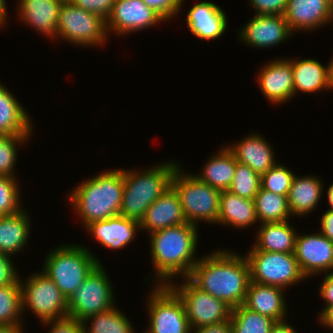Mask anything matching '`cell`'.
<instances>
[{"instance_id":"44dd1931","label":"cell","mask_w":333,"mask_h":333,"mask_svg":"<svg viewBox=\"0 0 333 333\" xmlns=\"http://www.w3.org/2000/svg\"><path fill=\"white\" fill-rule=\"evenodd\" d=\"M259 133H250L243 140L227 145L233 153L237 162L249 166L260 176L267 173L278 161L275 159V152L268 142Z\"/></svg>"},{"instance_id":"6da1fadb","label":"cell","mask_w":333,"mask_h":333,"mask_svg":"<svg viewBox=\"0 0 333 333\" xmlns=\"http://www.w3.org/2000/svg\"><path fill=\"white\" fill-rule=\"evenodd\" d=\"M238 253L215 249L207 256H200L187 278L231 309L243 305L250 282V267L245 254Z\"/></svg>"},{"instance_id":"60d3db41","label":"cell","mask_w":333,"mask_h":333,"mask_svg":"<svg viewBox=\"0 0 333 333\" xmlns=\"http://www.w3.org/2000/svg\"><path fill=\"white\" fill-rule=\"evenodd\" d=\"M116 0H73L72 3L85 11L100 16L105 21L110 16Z\"/></svg>"},{"instance_id":"d590c367","label":"cell","mask_w":333,"mask_h":333,"mask_svg":"<svg viewBox=\"0 0 333 333\" xmlns=\"http://www.w3.org/2000/svg\"><path fill=\"white\" fill-rule=\"evenodd\" d=\"M260 187L261 176L249 166L236 161L234 179L228 190L239 197L254 200Z\"/></svg>"},{"instance_id":"7dc6e473","label":"cell","mask_w":333,"mask_h":333,"mask_svg":"<svg viewBox=\"0 0 333 333\" xmlns=\"http://www.w3.org/2000/svg\"><path fill=\"white\" fill-rule=\"evenodd\" d=\"M318 316V322L323 327L328 328V330L333 331V305L327 306L326 308H323L321 311H319Z\"/></svg>"},{"instance_id":"2e32d148","label":"cell","mask_w":333,"mask_h":333,"mask_svg":"<svg viewBox=\"0 0 333 333\" xmlns=\"http://www.w3.org/2000/svg\"><path fill=\"white\" fill-rule=\"evenodd\" d=\"M258 71L257 82L270 104L281 105L294 98V77L290 57L278 58L264 64Z\"/></svg>"},{"instance_id":"b9f144b4","label":"cell","mask_w":333,"mask_h":333,"mask_svg":"<svg viewBox=\"0 0 333 333\" xmlns=\"http://www.w3.org/2000/svg\"><path fill=\"white\" fill-rule=\"evenodd\" d=\"M256 15H283L288 0H248Z\"/></svg>"},{"instance_id":"f5cc1de1","label":"cell","mask_w":333,"mask_h":333,"mask_svg":"<svg viewBox=\"0 0 333 333\" xmlns=\"http://www.w3.org/2000/svg\"><path fill=\"white\" fill-rule=\"evenodd\" d=\"M327 201H328V203L327 204H329V207H328V209L329 210H333V183L327 188Z\"/></svg>"},{"instance_id":"3957f363","label":"cell","mask_w":333,"mask_h":333,"mask_svg":"<svg viewBox=\"0 0 333 333\" xmlns=\"http://www.w3.org/2000/svg\"><path fill=\"white\" fill-rule=\"evenodd\" d=\"M124 191L123 169L103 171L86 178L68 192L70 206L74 207L85 227L93 221L120 215Z\"/></svg>"},{"instance_id":"8d00e7d4","label":"cell","mask_w":333,"mask_h":333,"mask_svg":"<svg viewBox=\"0 0 333 333\" xmlns=\"http://www.w3.org/2000/svg\"><path fill=\"white\" fill-rule=\"evenodd\" d=\"M17 177L0 176V216L22 211L21 191Z\"/></svg>"},{"instance_id":"52a82bcc","label":"cell","mask_w":333,"mask_h":333,"mask_svg":"<svg viewBox=\"0 0 333 333\" xmlns=\"http://www.w3.org/2000/svg\"><path fill=\"white\" fill-rule=\"evenodd\" d=\"M22 314L28 309L40 323L68 316L66 297L42 271L31 273L25 281L21 280Z\"/></svg>"},{"instance_id":"4fadbf2b","label":"cell","mask_w":333,"mask_h":333,"mask_svg":"<svg viewBox=\"0 0 333 333\" xmlns=\"http://www.w3.org/2000/svg\"><path fill=\"white\" fill-rule=\"evenodd\" d=\"M294 255L307 279L333 272V242L319 231L297 233Z\"/></svg>"},{"instance_id":"4dcf8cb0","label":"cell","mask_w":333,"mask_h":333,"mask_svg":"<svg viewBox=\"0 0 333 333\" xmlns=\"http://www.w3.org/2000/svg\"><path fill=\"white\" fill-rule=\"evenodd\" d=\"M254 202L258 224L284 222L291 218L287 196L260 187Z\"/></svg>"},{"instance_id":"d6a6232c","label":"cell","mask_w":333,"mask_h":333,"mask_svg":"<svg viewBox=\"0 0 333 333\" xmlns=\"http://www.w3.org/2000/svg\"><path fill=\"white\" fill-rule=\"evenodd\" d=\"M232 333H270L276 323L270 317L261 315L244 305L231 309Z\"/></svg>"},{"instance_id":"ee69618b","label":"cell","mask_w":333,"mask_h":333,"mask_svg":"<svg viewBox=\"0 0 333 333\" xmlns=\"http://www.w3.org/2000/svg\"><path fill=\"white\" fill-rule=\"evenodd\" d=\"M320 299L324 300L326 308L333 305V272L324 274V278L318 289Z\"/></svg>"},{"instance_id":"30bf717a","label":"cell","mask_w":333,"mask_h":333,"mask_svg":"<svg viewBox=\"0 0 333 333\" xmlns=\"http://www.w3.org/2000/svg\"><path fill=\"white\" fill-rule=\"evenodd\" d=\"M103 264H98L67 299L68 316L84 321L115 307L114 287Z\"/></svg>"},{"instance_id":"4316f807","label":"cell","mask_w":333,"mask_h":333,"mask_svg":"<svg viewBox=\"0 0 333 333\" xmlns=\"http://www.w3.org/2000/svg\"><path fill=\"white\" fill-rule=\"evenodd\" d=\"M255 233V241L251 245L258 251L275 253H294L297 231L289 220L284 222L262 223Z\"/></svg>"},{"instance_id":"8fae6325","label":"cell","mask_w":333,"mask_h":333,"mask_svg":"<svg viewBox=\"0 0 333 333\" xmlns=\"http://www.w3.org/2000/svg\"><path fill=\"white\" fill-rule=\"evenodd\" d=\"M147 297L146 333H191L185 306L169 285H155Z\"/></svg>"},{"instance_id":"cb8c5ba5","label":"cell","mask_w":333,"mask_h":333,"mask_svg":"<svg viewBox=\"0 0 333 333\" xmlns=\"http://www.w3.org/2000/svg\"><path fill=\"white\" fill-rule=\"evenodd\" d=\"M316 175H295L288 194V204L293 217H305L321 202L323 194V181Z\"/></svg>"},{"instance_id":"484cf974","label":"cell","mask_w":333,"mask_h":333,"mask_svg":"<svg viewBox=\"0 0 333 333\" xmlns=\"http://www.w3.org/2000/svg\"><path fill=\"white\" fill-rule=\"evenodd\" d=\"M33 126L29 112L0 82V135H33Z\"/></svg>"},{"instance_id":"836d02e7","label":"cell","mask_w":333,"mask_h":333,"mask_svg":"<svg viewBox=\"0 0 333 333\" xmlns=\"http://www.w3.org/2000/svg\"><path fill=\"white\" fill-rule=\"evenodd\" d=\"M22 316L21 285L0 286V326L22 324Z\"/></svg>"},{"instance_id":"9a60e30c","label":"cell","mask_w":333,"mask_h":333,"mask_svg":"<svg viewBox=\"0 0 333 333\" xmlns=\"http://www.w3.org/2000/svg\"><path fill=\"white\" fill-rule=\"evenodd\" d=\"M238 37L252 48H271L293 37L283 15H253L252 19L241 27Z\"/></svg>"},{"instance_id":"ba28073f","label":"cell","mask_w":333,"mask_h":333,"mask_svg":"<svg viewBox=\"0 0 333 333\" xmlns=\"http://www.w3.org/2000/svg\"><path fill=\"white\" fill-rule=\"evenodd\" d=\"M58 38L80 47H105L109 40L106 21L72 2L61 5L56 40Z\"/></svg>"},{"instance_id":"f6af8a7d","label":"cell","mask_w":333,"mask_h":333,"mask_svg":"<svg viewBox=\"0 0 333 333\" xmlns=\"http://www.w3.org/2000/svg\"><path fill=\"white\" fill-rule=\"evenodd\" d=\"M191 333H232V323L229 319L220 323L193 328Z\"/></svg>"},{"instance_id":"7402d4cb","label":"cell","mask_w":333,"mask_h":333,"mask_svg":"<svg viewBox=\"0 0 333 333\" xmlns=\"http://www.w3.org/2000/svg\"><path fill=\"white\" fill-rule=\"evenodd\" d=\"M139 223L142 232H148L149 234L187 223L176 191L169 187L147 208Z\"/></svg>"},{"instance_id":"ffe728a7","label":"cell","mask_w":333,"mask_h":333,"mask_svg":"<svg viewBox=\"0 0 333 333\" xmlns=\"http://www.w3.org/2000/svg\"><path fill=\"white\" fill-rule=\"evenodd\" d=\"M61 0H18L17 14L21 23L35 28L38 33L56 40Z\"/></svg>"},{"instance_id":"816d5d0a","label":"cell","mask_w":333,"mask_h":333,"mask_svg":"<svg viewBox=\"0 0 333 333\" xmlns=\"http://www.w3.org/2000/svg\"><path fill=\"white\" fill-rule=\"evenodd\" d=\"M328 66V81H329V89H333V56L330 59V62L327 63Z\"/></svg>"},{"instance_id":"bcb514c9","label":"cell","mask_w":333,"mask_h":333,"mask_svg":"<svg viewBox=\"0 0 333 333\" xmlns=\"http://www.w3.org/2000/svg\"><path fill=\"white\" fill-rule=\"evenodd\" d=\"M321 228L319 232H321L324 236H326L331 242H333V210L327 209L321 217L320 220Z\"/></svg>"},{"instance_id":"7bdbcfd3","label":"cell","mask_w":333,"mask_h":333,"mask_svg":"<svg viewBox=\"0 0 333 333\" xmlns=\"http://www.w3.org/2000/svg\"><path fill=\"white\" fill-rule=\"evenodd\" d=\"M11 258L9 255L0 253V286L20 284V274Z\"/></svg>"},{"instance_id":"e0dca14e","label":"cell","mask_w":333,"mask_h":333,"mask_svg":"<svg viewBox=\"0 0 333 333\" xmlns=\"http://www.w3.org/2000/svg\"><path fill=\"white\" fill-rule=\"evenodd\" d=\"M283 17L292 33L313 32L332 23L333 3L332 0H288Z\"/></svg>"},{"instance_id":"8992f818","label":"cell","mask_w":333,"mask_h":333,"mask_svg":"<svg viewBox=\"0 0 333 333\" xmlns=\"http://www.w3.org/2000/svg\"><path fill=\"white\" fill-rule=\"evenodd\" d=\"M183 171L181 165L176 168L171 187L178 194L187 222L197 226L202 221L217 224L221 190L201 182L192 173Z\"/></svg>"},{"instance_id":"1f68e13d","label":"cell","mask_w":333,"mask_h":333,"mask_svg":"<svg viewBox=\"0 0 333 333\" xmlns=\"http://www.w3.org/2000/svg\"><path fill=\"white\" fill-rule=\"evenodd\" d=\"M82 322L85 333H135L130 319L116 306L105 312L88 316ZM88 322L91 323L88 324Z\"/></svg>"},{"instance_id":"db71d44e","label":"cell","mask_w":333,"mask_h":333,"mask_svg":"<svg viewBox=\"0 0 333 333\" xmlns=\"http://www.w3.org/2000/svg\"><path fill=\"white\" fill-rule=\"evenodd\" d=\"M63 3H69L72 2L73 0H61Z\"/></svg>"},{"instance_id":"9c48e42d","label":"cell","mask_w":333,"mask_h":333,"mask_svg":"<svg viewBox=\"0 0 333 333\" xmlns=\"http://www.w3.org/2000/svg\"><path fill=\"white\" fill-rule=\"evenodd\" d=\"M245 257L250 267V281L264 285L286 287L304 282L294 253L258 251L251 247Z\"/></svg>"},{"instance_id":"ab89813d","label":"cell","mask_w":333,"mask_h":333,"mask_svg":"<svg viewBox=\"0 0 333 333\" xmlns=\"http://www.w3.org/2000/svg\"><path fill=\"white\" fill-rule=\"evenodd\" d=\"M42 325L50 326L47 333H85L83 322L70 316L46 321Z\"/></svg>"},{"instance_id":"f35d334b","label":"cell","mask_w":333,"mask_h":333,"mask_svg":"<svg viewBox=\"0 0 333 333\" xmlns=\"http://www.w3.org/2000/svg\"><path fill=\"white\" fill-rule=\"evenodd\" d=\"M148 8L155 10L165 21L174 19L184 7V0H142Z\"/></svg>"},{"instance_id":"f546056e","label":"cell","mask_w":333,"mask_h":333,"mask_svg":"<svg viewBox=\"0 0 333 333\" xmlns=\"http://www.w3.org/2000/svg\"><path fill=\"white\" fill-rule=\"evenodd\" d=\"M205 165V166H204ZM200 173L194 174L201 182L219 190H228L233 182L236 159L227 146L208 158Z\"/></svg>"},{"instance_id":"d6986e66","label":"cell","mask_w":333,"mask_h":333,"mask_svg":"<svg viewBox=\"0 0 333 333\" xmlns=\"http://www.w3.org/2000/svg\"><path fill=\"white\" fill-rule=\"evenodd\" d=\"M85 228L100 245L112 251L127 247L141 231L139 221L121 215L93 221Z\"/></svg>"},{"instance_id":"74e56055","label":"cell","mask_w":333,"mask_h":333,"mask_svg":"<svg viewBox=\"0 0 333 333\" xmlns=\"http://www.w3.org/2000/svg\"><path fill=\"white\" fill-rule=\"evenodd\" d=\"M295 173L279 162L261 175V188L288 197Z\"/></svg>"},{"instance_id":"d4e9b609","label":"cell","mask_w":333,"mask_h":333,"mask_svg":"<svg viewBox=\"0 0 333 333\" xmlns=\"http://www.w3.org/2000/svg\"><path fill=\"white\" fill-rule=\"evenodd\" d=\"M257 222L254 200L239 197L229 190L221 191L217 225L243 230Z\"/></svg>"},{"instance_id":"7c38bea8","label":"cell","mask_w":333,"mask_h":333,"mask_svg":"<svg viewBox=\"0 0 333 333\" xmlns=\"http://www.w3.org/2000/svg\"><path fill=\"white\" fill-rule=\"evenodd\" d=\"M169 286L183 301L191 329L230 319L231 308L223 301L197 288L188 278Z\"/></svg>"},{"instance_id":"c3c4849f","label":"cell","mask_w":333,"mask_h":333,"mask_svg":"<svg viewBox=\"0 0 333 333\" xmlns=\"http://www.w3.org/2000/svg\"><path fill=\"white\" fill-rule=\"evenodd\" d=\"M270 333H298L291 323L287 320L276 322L271 328Z\"/></svg>"},{"instance_id":"603a6c76","label":"cell","mask_w":333,"mask_h":333,"mask_svg":"<svg viewBox=\"0 0 333 333\" xmlns=\"http://www.w3.org/2000/svg\"><path fill=\"white\" fill-rule=\"evenodd\" d=\"M284 289L271 285L249 282L243 305L276 322L287 320V303Z\"/></svg>"},{"instance_id":"277c9868","label":"cell","mask_w":333,"mask_h":333,"mask_svg":"<svg viewBox=\"0 0 333 333\" xmlns=\"http://www.w3.org/2000/svg\"><path fill=\"white\" fill-rule=\"evenodd\" d=\"M180 164L164 161L148 169H123L124 191L120 215L139 221L147 208L171 187V179Z\"/></svg>"},{"instance_id":"5b68a950","label":"cell","mask_w":333,"mask_h":333,"mask_svg":"<svg viewBox=\"0 0 333 333\" xmlns=\"http://www.w3.org/2000/svg\"><path fill=\"white\" fill-rule=\"evenodd\" d=\"M98 264H102L99 257L86 246L66 243L46 254L42 272L53 280L68 299Z\"/></svg>"},{"instance_id":"f907efd6","label":"cell","mask_w":333,"mask_h":333,"mask_svg":"<svg viewBox=\"0 0 333 333\" xmlns=\"http://www.w3.org/2000/svg\"><path fill=\"white\" fill-rule=\"evenodd\" d=\"M24 323L13 326H0V333H25Z\"/></svg>"},{"instance_id":"5bb4252c","label":"cell","mask_w":333,"mask_h":333,"mask_svg":"<svg viewBox=\"0 0 333 333\" xmlns=\"http://www.w3.org/2000/svg\"><path fill=\"white\" fill-rule=\"evenodd\" d=\"M161 22L166 21L142 0H116L106 20V31L108 35L113 32L116 36H128Z\"/></svg>"},{"instance_id":"e575fe53","label":"cell","mask_w":333,"mask_h":333,"mask_svg":"<svg viewBox=\"0 0 333 333\" xmlns=\"http://www.w3.org/2000/svg\"><path fill=\"white\" fill-rule=\"evenodd\" d=\"M30 137L32 135H0V176L17 177L14 172L17 163V147L30 142Z\"/></svg>"},{"instance_id":"ac0fdd59","label":"cell","mask_w":333,"mask_h":333,"mask_svg":"<svg viewBox=\"0 0 333 333\" xmlns=\"http://www.w3.org/2000/svg\"><path fill=\"white\" fill-rule=\"evenodd\" d=\"M227 15L223 9L213 1L195 3L186 14L189 31L198 39L217 40L227 30Z\"/></svg>"},{"instance_id":"7a4b0ae2","label":"cell","mask_w":333,"mask_h":333,"mask_svg":"<svg viewBox=\"0 0 333 333\" xmlns=\"http://www.w3.org/2000/svg\"><path fill=\"white\" fill-rule=\"evenodd\" d=\"M198 229L197 225L187 222L148 234L156 285H169L176 277L183 279L190 275L200 258L196 255Z\"/></svg>"},{"instance_id":"83f0119b","label":"cell","mask_w":333,"mask_h":333,"mask_svg":"<svg viewBox=\"0 0 333 333\" xmlns=\"http://www.w3.org/2000/svg\"><path fill=\"white\" fill-rule=\"evenodd\" d=\"M28 215L24 207L17 214L0 216V253L14 257L23 252L31 234L32 220Z\"/></svg>"},{"instance_id":"f1b7e54d","label":"cell","mask_w":333,"mask_h":333,"mask_svg":"<svg viewBox=\"0 0 333 333\" xmlns=\"http://www.w3.org/2000/svg\"><path fill=\"white\" fill-rule=\"evenodd\" d=\"M291 60V68L294 77V96L299 93H319L329 90L328 66L322 65L317 59L294 58ZM321 90V91H320Z\"/></svg>"},{"instance_id":"681fc988","label":"cell","mask_w":333,"mask_h":333,"mask_svg":"<svg viewBox=\"0 0 333 333\" xmlns=\"http://www.w3.org/2000/svg\"><path fill=\"white\" fill-rule=\"evenodd\" d=\"M8 8L6 0H0V29L4 28L8 23L7 15H8ZM6 24V25H5Z\"/></svg>"}]
</instances>
